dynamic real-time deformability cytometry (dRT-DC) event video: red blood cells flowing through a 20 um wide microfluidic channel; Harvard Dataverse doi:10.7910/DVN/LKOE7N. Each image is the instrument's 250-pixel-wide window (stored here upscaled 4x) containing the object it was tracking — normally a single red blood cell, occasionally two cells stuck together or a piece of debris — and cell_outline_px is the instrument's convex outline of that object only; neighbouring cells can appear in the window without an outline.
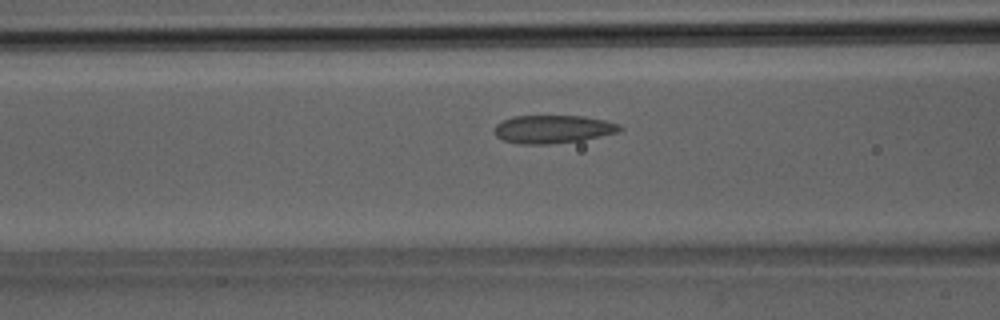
{"species": "Egyptian fruit bat (a non-hibernating species)", "species_latin": "Rousettus aegyptiacus", "temperature_condition": "room temperature", "stored_images_in_passage": 31, "camera_frame_rate_fps": 3000, "um_per_image_px": 0.085, "animal": {"sex": "male"}, "frame": {"image": 1, "passage_image": 8, "time_ms": 2.333, "image_size_px": [1000, 320], "cell_outline_px": [[624, 128], [616, 132], [584, 140], [548, 144], [520, 144], [504, 140], [496, 136], [496, 124], [512, 116], [584, 116], [604, 120], [620, 124]], "centroid_in_image_um": [47.02, 10.98], "position_along_channel_um": 119.6, "area_um2": 20.4}}
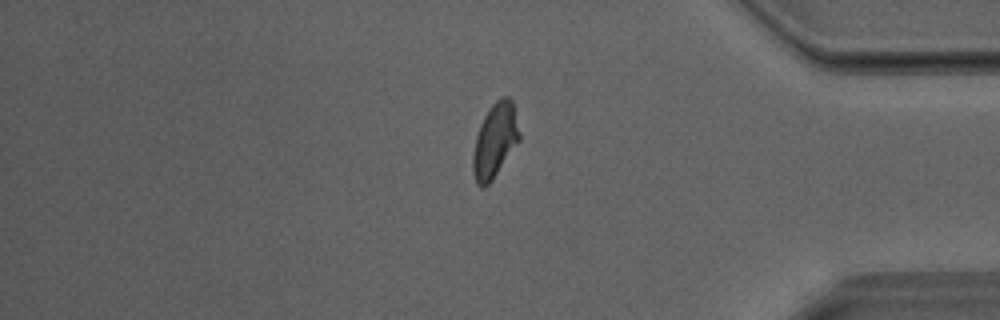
{"frame": {"image": 2, "passage_image": 25, "time_ms": 8.0, "image_size_px": [1000, 320], "cell_outline_px": [[520, 140], [492, 180], [484, 188], [480, 188], [476, 184], [472, 172], [472, 156], [476, 136], [480, 124], [484, 116], [492, 104], [496, 100], [504, 96], [508, 96], [512, 100], [520, 132]], "centroid_in_image_um": [42.05, 11.97], "position_along_channel_um": 393.1, "area_um2": 20.23}}
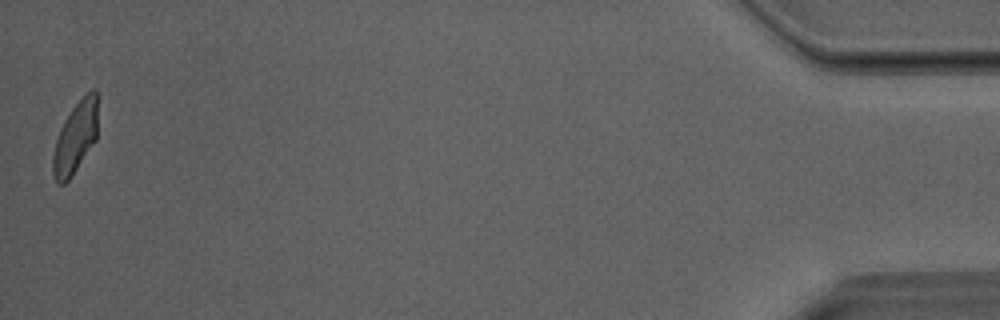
{"frame": {"image": 3, "passage_image": 31, "time_ms": 10.0, "image_size_px": [1000, 320], "cell_outline_px": [[96, 140], [72, 176], [64, 184], [56, 184], [52, 172], [52, 156], [56, 140], [60, 128], [64, 120], [72, 108], [92, 88], [96, 88]], "centroid_in_image_um": [6.38, 11.75], "position_along_channel_um": 428.8, "area_um2": 18.55}}